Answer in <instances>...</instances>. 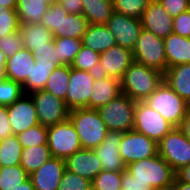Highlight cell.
Masks as SVG:
<instances>
[{
	"instance_id": "d4e9b609",
	"label": "cell",
	"mask_w": 190,
	"mask_h": 190,
	"mask_svg": "<svg viewBox=\"0 0 190 190\" xmlns=\"http://www.w3.org/2000/svg\"><path fill=\"white\" fill-rule=\"evenodd\" d=\"M164 81L190 105V63L167 69Z\"/></svg>"
},
{
	"instance_id": "836d02e7",
	"label": "cell",
	"mask_w": 190,
	"mask_h": 190,
	"mask_svg": "<svg viewBox=\"0 0 190 190\" xmlns=\"http://www.w3.org/2000/svg\"><path fill=\"white\" fill-rule=\"evenodd\" d=\"M30 175L20 165L5 166L0 170V190H11L24 183Z\"/></svg>"
},
{
	"instance_id": "7c38bea8",
	"label": "cell",
	"mask_w": 190,
	"mask_h": 190,
	"mask_svg": "<svg viewBox=\"0 0 190 190\" xmlns=\"http://www.w3.org/2000/svg\"><path fill=\"white\" fill-rule=\"evenodd\" d=\"M95 80L88 71L71 68L69 87L65 97V103L69 110L89 108V101Z\"/></svg>"
},
{
	"instance_id": "ab89813d",
	"label": "cell",
	"mask_w": 190,
	"mask_h": 190,
	"mask_svg": "<svg viewBox=\"0 0 190 190\" xmlns=\"http://www.w3.org/2000/svg\"><path fill=\"white\" fill-rule=\"evenodd\" d=\"M19 17L16 9L0 6V39L19 30Z\"/></svg>"
},
{
	"instance_id": "74e56055",
	"label": "cell",
	"mask_w": 190,
	"mask_h": 190,
	"mask_svg": "<svg viewBox=\"0 0 190 190\" xmlns=\"http://www.w3.org/2000/svg\"><path fill=\"white\" fill-rule=\"evenodd\" d=\"M99 60L100 53L82 45L70 66L76 70L89 71Z\"/></svg>"
},
{
	"instance_id": "52a82bcc",
	"label": "cell",
	"mask_w": 190,
	"mask_h": 190,
	"mask_svg": "<svg viewBox=\"0 0 190 190\" xmlns=\"http://www.w3.org/2000/svg\"><path fill=\"white\" fill-rule=\"evenodd\" d=\"M47 131V145L52 157L65 160L83 149L78 134L69 119L47 127Z\"/></svg>"
},
{
	"instance_id": "816d5d0a",
	"label": "cell",
	"mask_w": 190,
	"mask_h": 190,
	"mask_svg": "<svg viewBox=\"0 0 190 190\" xmlns=\"http://www.w3.org/2000/svg\"><path fill=\"white\" fill-rule=\"evenodd\" d=\"M175 175L178 181L190 184V164L180 168Z\"/></svg>"
},
{
	"instance_id": "c3c4849f",
	"label": "cell",
	"mask_w": 190,
	"mask_h": 190,
	"mask_svg": "<svg viewBox=\"0 0 190 190\" xmlns=\"http://www.w3.org/2000/svg\"><path fill=\"white\" fill-rule=\"evenodd\" d=\"M56 2L60 4L68 14H82L83 12L82 0H57Z\"/></svg>"
},
{
	"instance_id": "9f6ffc18",
	"label": "cell",
	"mask_w": 190,
	"mask_h": 190,
	"mask_svg": "<svg viewBox=\"0 0 190 190\" xmlns=\"http://www.w3.org/2000/svg\"><path fill=\"white\" fill-rule=\"evenodd\" d=\"M7 61V57L4 52L0 49V65H5Z\"/></svg>"
},
{
	"instance_id": "7402d4cb",
	"label": "cell",
	"mask_w": 190,
	"mask_h": 190,
	"mask_svg": "<svg viewBox=\"0 0 190 190\" xmlns=\"http://www.w3.org/2000/svg\"><path fill=\"white\" fill-rule=\"evenodd\" d=\"M164 40L167 69L190 63V38L171 33Z\"/></svg>"
},
{
	"instance_id": "ac0fdd59",
	"label": "cell",
	"mask_w": 190,
	"mask_h": 190,
	"mask_svg": "<svg viewBox=\"0 0 190 190\" xmlns=\"http://www.w3.org/2000/svg\"><path fill=\"white\" fill-rule=\"evenodd\" d=\"M65 168L90 181L103 170L94 149H81L65 160Z\"/></svg>"
},
{
	"instance_id": "8992f818",
	"label": "cell",
	"mask_w": 190,
	"mask_h": 190,
	"mask_svg": "<svg viewBox=\"0 0 190 190\" xmlns=\"http://www.w3.org/2000/svg\"><path fill=\"white\" fill-rule=\"evenodd\" d=\"M132 52L135 62L166 72L167 60L163 38L142 28Z\"/></svg>"
},
{
	"instance_id": "ffe728a7",
	"label": "cell",
	"mask_w": 190,
	"mask_h": 190,
	"mask_svg": "<svg viewBox=\"0 0 190 190\" xmlns=\"http://www.w3.org/2000/svg\"><path fill=\"white\" fill-rule=\"evenodd\" d=\"M32 65H35V57L32 51L22 48L7 58L4 68L6 79L22 85L31 73Z\"/></svg>"
},
{
	"instance_id": "8fae6325",
	"label": "cell",
	"mask_w": 190,
	"mask_h": 190,
	"mask_svg": "<svg viewBox=\"0 0 190 190\" xmlns=\"http://www.w3.org/2000/svg\"><path fill=\"white\" fill-rule=\"evenodd\" d=\"M119 152L127 166L132 162L155 156L158 153V143L133 129L123 133Z\"/></svg>"
},
{
	"instance_id": "db71d44e",
	"label": "cell",
	"mask_w": 190,
	"mask_h": 190,
	"mask_svg": "<svg viewBox=\"0 0 190 190\" xmlns=\"http://www.w3.org/2000/svg\"><path fill=\"white\" fill-rule=\"evenodd\" d=\"M11 190H35V188L32 184L31 179L29 178L27 181H25L22 184H19V186Z\"/></svg>"
},
{
	"instance_id": "1f68e13d",
	"label": "cell",
	"mask_w": 190,
	"mask_h": 190,
	"mask_svg": "<svg viewBox=\"0 0 190 190\" xmlns=\"http://www.w3.org/2000/svg\"><path fill=\"white\" fill-rule=\"evenodd\" d=\"M22 146L16 135L0 141V162L2 167L20 165Z\"/></svg>"
},
{
	"instance_id": "484cf974",
	"label": "cell",
	"mask_w": 190,
	"mask_h": 190,
	"mask_svg": "<svg viewBox=\"0 0 190 190\" xmlns=\"http://www.w3.org/2000/svg\"><path fill=\"white\" fill-rule=\"evenodd\" d=\"M57 66L46 59H35V65H32L31 73L22 84L24 94H30L37 90H43L46 86L50 74Z\"/></svg>"
},
{
	"instance_id": "7bdbcfd3",
	"label": "cell",
	"mask_w": 190,
	"mask_h": 190,
	"mask_svg": "<svg viewBox=\"0 0 190 190\" xmlns=\"http://www.w3.org/2000/svg\"><path fill=\"white\" fill-rule=\"evenodd\" d=\"M22 48L23 43L19 30L7 34L0 39V49L4 52L7 58L13 56Z\"/></svg>"
},
{
	"instance_id": "ee69618b",
	"label": "cell",
	"mask_w": 190,
	"mask_h": 190,
	"mask_svg": "<svg viewBox=\"0 0 190 190\" xmlns=\"http://www.w3.org/2000/svg\"><path fill=\"white\" fill-rule=\"evenodd\" d=\"M173 33L190 38V9L173 18Z\"/></svg>"
},
{
	"instance_id": "e0dca14e",
	"label": "cell",
	"mask_w": 190,
	"mask_h": 190,
	"mask_svg": "<svg viewBox=\"0 0 190 190\" xmlns=\"http://www.w3.org/2000/svg\"><path fill=\"white\" fill-rule=\"evenodd\" d=\"M104 72L109 77L121 80L125 71L135 61L132 50L115 45L103 53H100V60Z\"/></svg>"
},
{
	"instance_id": "f6af8a7d",
	"label": "cell",
	"mask_w": 190,
	"mask_h": 190,
	"mask_svg": "<svg viewBox=\"0 0 190 190\" xmlns=\"http://www.w3.org/2000/svg\"><path fill=\"white\" fill-rule=\"evenodd\" d=\"M169 15L174 18L190 9L189 0H158Z\"/></svg>"
},
{
	"instance_id": "5b68a950",
	"label": "cell",
	"mask_w": 190,
	"mask_h": 190,
	"mask_svg": "<svg viewBox=\"0 0 190 190\" xmlns=\"http://www.w3.org/2000/svg\"><path fill=\"white\" fill-rule=\"evenodd\" d=\"M136 101L121 93L117 98L98 110L108 131L127 132L133 130Z\"/></svg>"
},
{
	"instance_id": "2e32d148",
	"label": "cell",
	"mask_w": 190,
	"mask_h": 190,
	"mask_svg": "<svg viewBox=\"0 0 190 190\" xmlns=\"http://www.w3.org/2000/svg\"><path fill=\"white\" fill-rule=\"evenodd\" d=\"M122 135L123 132L120 131H108L104 141L94 148L104 171L126 170V165L119 152Z\"/></svg>"
},
{
	"instance_id": "680465c9",
	"label": "cell",
	"mask_w": 190,
	"mask_h": 190,
	"mask_svg": "<svg viewBox=\"0 0 190 190\" xmlns=\"http://www.w3.org/2000/svg\"><path fill=\"white\" fill-rule=\"evenodd\" d=\"M47 3L52 4L55 3L57 0H45Z\"/></svg>"
},
{
	"instance_id": "f546056e",
	"label": "cell",
	"mask_w": 190,
	"mask_h": 190,
	"mask_svg": "<svg viewBox=\"0 0 190 190\" xmlns=\"http://www.w3.org/2000/svg\"><path fill=\"white\" fill-rule=\"evenodd\" d=\"M51 157L50 149L47 144L23 148L20 166L23 167L29 175H31Z\"/></svg>"
},
{
	"instance_id": "6da1fadb",
	"label": "cell",
	"mask_w": 190,
	"mask_h": 190,
	"mask_svg": "<svg viewBox=\"0 0 190 190\" xmlns=\"http://www.w3.org/2000/svg\"><path fill=\"white\" fill-rule=\"evenodd\" d=\"M175 174L173 168L157 153L126 166L122 172L121 190H170Z\"/></svg>"
},
{
	"instance_id": "b9f144b4",
	"label": "cell",
	"mask_w": 190,
	"mask_h": 190,
	"mask_svg": "<svg viewBox=\"0 0 190 190\" xmlns=\"http://www.w3.org/2000/svg\"><path fill=\"white\" fill-rule=\"evenodd\" d=\"M61 5L57 2L50 4L42 17L41 23L49 29L54 38L60 35Z\"/></svg>"
},
{
	"instance_id": "f35d334b",
	"label": "cell",
	"mask_w": 190,
	"mask_h": 190,
	"mask_svg": "<svg viewBox=\"0 0 190 190\" xmlns=\"http://www.w3.org/2000/svg\"><path fill=\"white\" fill-rule=\"evenodd\" d=\"M23 94L24 91L21 84L8 79L0 81V105H11Z\"/></svg>"
},
{
	"instance_id": "5bb4252c",
	"label": "cell",
	"mask_w": 190,
	"mask_h": 190,
	"mask_svg": "<svg viewBox=\"0 0 190 190\" xmlns=\"http://www.w3.org/2000/svg\"><path fill=\"white\" fill-rule=\"evenodd\" d=\"M105 25L114 35L117 45L133 50L142 30L140 19L114 11Z\"/></svg>"
},
{
	"instance_id": "bcb514c9",
	"label": "cell",
	"mask_w": 190,
	"mask_h": 190,
	"mask_svg": "<svg viewBox=\"0 0 190 190\" xmlns=\"http://www.w3.org/2000/svg\"><path fill=\"white\" fill-rule=\"evenodd\" d=\"M35 59H46L53 62L57 67L62 66L59 60L56 58V49L54 40L49 42V47L44 50L32 51Z\"/></svg>"
},
{
	"instance_id": "7dc6e473",
	"label": "cell",
	"mask_w": 190,
	"mask_h": 190,
	"mask_svg": "<svg viewBox=\"0 0 190 190\" xmlns=\"http://www.w3.org/2000/svg\"><path fill=\"white\" fill-rule=\"evenodd\" d=\"M13 135L7 112V106L0 105V141Z\"/></svg>"
},
{
	"instance_id": "8d00e7d4",
	"label": "cell",
	"mask_w": 190,
	"mask_h": 190,
	"mask_svg": "<svg viewBox=\"0 0 190 190\" xmlns=\"http://www.w3.org/2000/svg\"><path fill=\"white\" fill-rule=\"evenodd\" d=\"M123 171L102 170L92 181L95 190H121Z\"/></svg>"
},
{
	"instance_id": "681fc988",
	"label": "cell",
	"mask_w": 190,
	"mask_h": 190,
	"mask_svg": "<svg viewBox=\"0 0 190 190\" xmlns=\"http://www.w3.org/2000/svg\"><path fill=\"white\" fill-rule=\"evenodd\" d=\"M88 72L95 81L109 77L108 74L104 72L103 66L100 61L96 65H94Z\"/></svg>"
},
{
	"instance_id": "9a60e30c",
	"label": "cell",
	"mask_w": 190,
	"mask_h": 190,
	"mask_svg": "<svg viewBox=\"0 0 190 190\" xmlns=\"http://www.w3.org/2000/svg\"><path fill=\"white\" fill-rule=\"evenodd\" d=\"M142 28L157 37L166 38L173 33V18L158 0H151L140 19Z\"/></svg>"
},
{
	"instance_id": "f5cc1de1",
	"label": "cell",
	"mask_w": 190,
	"mask_h": 190,
	"mask_svg": "<svg viewBox=\"0 0 190 190\" xmlns=\"http://www.w3.org/2000/svg\"><path fill=\"white\" fill-rule=\"evenodd\" d=\"M170 190H190V184L178 181L176 178L171 185Z\"/></svg>"
},
{
	"instance_id": "6f0895ef",
	"label": "cell",
	"mask_w": 190,
	"mask_h": 190,
	"mask_svg": "<svg viewBox=\"0 0 190 190\" xmlns=\"http://www.w3.org/2000/svg\"><path fill=\"white\" fill-rule=\"evenodd\" d=\"M4 68H5V65H0V81L6 79Z\"/></svg>"
},
{
	"instance_id": "83f0119b",
	"label": "cell",
	"mask_w": 190,
	"mask_h": 190,
	"mask_svg": "<svg viewBox=\"0 0 190 190\" xmlns=\"http://www.w3.org/2000/svg\"><path fill=\"white\" fill-rule=\"evenodd\" d=\"M88 25L89 22L83 14H68L61 6L60 35L57 38L82 39Z\"/></svg>"
},
{
	"instance_id": "603a6c76",
	"label": "cell",
	"mask_w": 190,
	"mask_h": 190,
	"mask_svg": "<svg viewBox=\"0 0 190 190\" xmlns=\"http://www.w3.org/2000/svg\"><path fill=\"white\" fill-rule=\"evenodd\" d=\"M120 81L106 77L94 82L89 101L90 109H99L121 94Z\"/></svg>"
},
{
	"instance_id": "f1b7e54d",
	"label": "cell",
	"mask_w": 190,
	"mask_h": 190,
	"mask_svg": "<svg viewBox=\"0 0 190 190\" xmlns=\"http://www.w3.org/2000/svg\"><path fill=\"white\" fill-rule=\"evenodd\" d=\"M49 6L45 0H17L19 24L41 23Z\"/></svg>"
},
{
	"instance_id": "e575fe53",
	"label": "cell",
	"mask_w": 190,
	"mask_h": 190,
	"mask_svg": "<svg viewBox=\"0 0 190 190\" xmlns=\"http://www.w3.org/2000/svg\"><path fill=\"white\" fill-rule=\"evenodd\" d=\"M22 148L47 144V127L37 124L16 135Z\"/></svg>"
},
{
	"instance_id": "4dcf8cb0",
	"label": "cell",
	"mask_w": 190,
	"mask_h": 190,
	"mask_svg": "<svg viewBox=\"0 0 190 190\" xmlns=\"http://www.w3.org/2000/svg\"><path fill=\"white\" fill-rule=\"evenodd\" d=\"M70 79V65H62L50 74L45 91L65 101Z\"/></svg>"
},
{
	"instance_id": "d6a6232c",
	"label": "cell",
	"mask_w": 190,
	"mask_h": 190,
	"mask_svg": "<svg viewBox=\"0 0 190 190\" xmlns=\"http://www.w3.org/2000/svg\"><path fill=\"white\" fill-rule=\"evenodd\" d=\"M56 58L62 65H71L82 46V39L54 38Z\"/></svg>"
},
{
	"instance_id": "9c48e42d",
	"label": "cell",
	"mask_w": 190,
	"mask_h": 190,
	"mask_svg": "<svg viewBox=\"0 0 190 190\" xmlns=\"http://www.w3.org/2000/svg\"><path fill=\"white\" fill-rule=\"evenodd\" d=\"M158 154L176 172L190 164V141L178 127H173L158 143Z\"/></svg>"
},
{
	"instance_id": "277c9868",
	"label": "cell",
	"mask_w": 190,
	"mask_h": 190,
	"mask_svg": "<svg viewBox=\"0 0 190 190\" xmlns=\"http://www.w3.org/2000/svg\"><path fill=\"white\" fill-rule=\"evenodd\" d=\"M173 127H179L190 106L165 81L144 101Z\"/></svg>"
},
{
	"instance_id": "44dd1931",
	"label": "cell",
	"mask_w": 190,
	"mask_h": 190,
	"mask_svg": "<svg viewBox=\"0 0 190 190\" xmlns=\"http://www.w3.org/2000/svg\"><path fill=\"white\" fill-rule=\"evenodd\" d=\"M19 31L23 48L29 51L44 50L49 47V42L54 40L52 32L42 23L20 25Z\"/></svg>"
},
{
	"instance_id": "30bf717a",
	"label": "cell",
	"mask_w": 190,
	"mask_h": 190,
	"mask_svg": "<svg viewBox=\"0 0 190 190\" xmlns=\"http://www.w3.org/2000/svg\"><path fill=\"white\" fill-rule=\"evenodd\" d=\"M36 107L38 123L49 127L66 121L70 110L65 101L43 90L30 93Z\"/></svg>"
},
{
	"instance_id": "ba28073f",
	"label": "cell",
	"mask_w": 190,
	"mask_h": 190,
	"mask_svg": "<svg viewBox=\"0 0 190 190\" xmlns=\"http://www.w3.org/2000/svg\"><path fill=\"white\" fill-rule=\"evenodd\" d=\"M173 126L144 101H136L133 129L159 143Z\"/></svg>"
},
{
	"instance_id": "d590c367",
	"label": "cell",
	"mask_w": 190,
	"mask_h": 190,
	"mask_svg": "<svg viewBox=\"0 0 190 190\" xmlns=\"http://www.w3.org/2000/svg\"><path fill=\"white\" fill-rule=\"evenodd\" d=\"M151 0H113L114 11L141 19Z\"/></svg>"
},
{
	"instance_id": "d6986e66",
	"label": "cell",
	"mask_w": 190,
	"mask_h": 190,
	"mask_svg": "<svg viewBox=\"0 0 190 190\" xmlns=\"http://www.w3.org/2000/svg\"><path fill=\"white\" fill-rule=\"evenodd\" d=\"M65 170L63 159L51 157L29 178L35 190H57Z\"/></svg>"
},
{
	"instance_id": "60d3db41",
	"label": "cell",
	"mask_w": 190,
	"mask_h": 190,
	"mask_svg": "<svg viewBox=\"0 0 190 190\" xmlns=\"http://www.w3.org/2000/svg\"><path fill=\"white\" fill-rule=\"evenodd\" d=\"M92 181L65 170L57 190H88Z\"/></svg>"
},
{
	"instance_id": "4fadbf2b",
	"label": "cell",
	"mask_w": 190,
	"mask_h": 190,
	"mask_svg": "<svg viewBox=\"0 0 190 190\" xmlns=\"http://www.w3.org/2000/svg\"><path fill=\"white\" fill-rule=\"evenodd\" d=\"M7 112L13 135L20 134L39 124L35 103L30 94H23L11 105H8Z\"/></svg>"
},
{
	"instance_id": "4316f807",
	"label": "cell",
	"mask_w": 190,
	"mask_h": 190,
	"mask_svg": "<svg viewBox=\"0 0 190 190\" xmlns=\"http://www.w3.org/2000/svg\"><path fill=\"white\" fill-rule=\"evenodd\" d=\"M82 4L89 24L105 25L114 12L113 0H82Z\"/></svg>"
},
{
	"instance_id": "11a10c76",
	"label": "cell",
	"mask_w": 190,
	"mask_h": 190,
	"mask_svg": "<svg viewBox=\"0 0 190 190\" xmlns=\"http://www.w3.org/2000/svg\"><path fill=\"white\" fill-rule=\"evenodd\" d=\"M0 6L7 9H16L17 0H0Z\"/></svg>"
},
{
	"instance_id": "3957f363",
	"label": "cell",
	"mask_w": 190,
	"mask_h": 190,
	"mask_svg": "<svg viewBox=\"0 0 190 190\" xmlns=\"http://www.w3.org/2000/svg\"><path fill=\"white\" fill-rule=\"evenodd\" d=\"M68 119L78 134L83 149H94L105 139L108 129L97 109L70 110Z\"/></svg>"
},
{
	"instance_id": "7a4b0ae2",
	"label": "cell",
	"mask_w": 190,
	"mask_h": 190,
	"mask_svg": "<svg viewBox=\"0 0 190 190\" xmlns=\"http://www.w3.org/2000/svg\"><path fill=\"white\" fill-rule=\"evenodd\" d=\"M163 81V72L134 61L120 80L121 92L134 101H145Z\"/></svg>"
},
{
	"instance_id": "f907efd6",
	"label": "cell",
	"mask_w": 190,
	"mask_h": 190,
	"mask_svg": "<svg viewBox=\"0 0 190 190\" xmlns=\"http://www.w3.org/2000/svg\"><path fill=\"white\" fill-rule=\"evenodd\" d=\"M186 138L190 141V106L186 110V114L178 127Z\"/></svg>"
},
{
	"instance_id": "cb8c5ba5",
	"label": "cell",
	"mask_w": 190,
	"mask_h": 190,
	"mask_svg": "<svg viewBox=\"0 0 190 190\" xmlns=\"http://www.w3.org/2000/svg\"><path fill=\"white\" fill-rule=\"evenodd\" d=\"M82 45L98 53H103L117 45V43L114 35L106 25L89 24L82 36Z\"/></svg>"
}]
</instances>
